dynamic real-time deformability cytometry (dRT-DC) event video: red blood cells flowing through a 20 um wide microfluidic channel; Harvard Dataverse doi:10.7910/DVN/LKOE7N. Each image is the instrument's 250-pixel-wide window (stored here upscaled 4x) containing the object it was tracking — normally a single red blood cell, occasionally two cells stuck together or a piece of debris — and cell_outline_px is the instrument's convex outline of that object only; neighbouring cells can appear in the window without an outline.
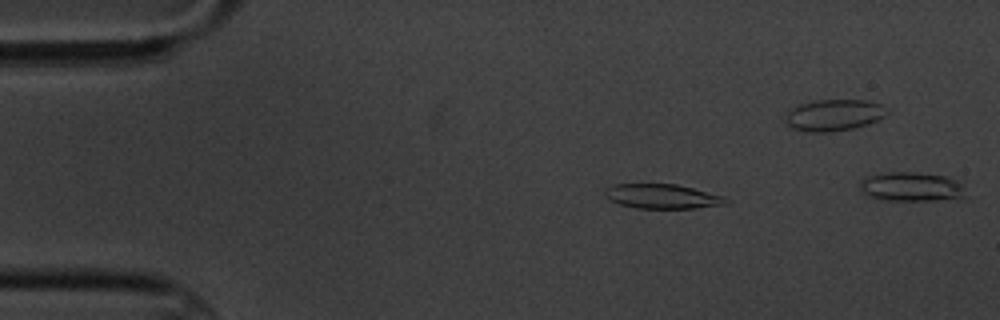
{"species": "common noctule bat (a hibernating species)", "species_latin": "Nyctalus noctula", "temperature_condition": "cold", "stored_images_in_passage": 4, "camera_frame_rate_fps": 3000, "um_per_image_px": 0.085, "animal": {"sex": "male", "body_mass_g": 20.1, "forearm_length_mm": 53.5}, "frame": {"image": 1, "passage_image": 3, "time_ms": 2.333, "image_size_px": [1000, 320], "cell_outline_px": [[732, 200], [724, 204], [696, 208], [636, 208], [620, 204], [608, 200], [604, 196], [604, 188], [612, 184], [676, 184], [724, 196]], "centroid_in_image_um": [56.25, 16.69], "position_along_channel_um": 28.7, "area_um2": 17.4}}